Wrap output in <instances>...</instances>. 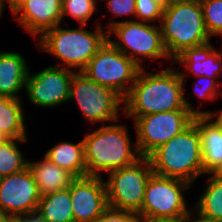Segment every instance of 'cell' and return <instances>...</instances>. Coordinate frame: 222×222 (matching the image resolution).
<instances>
[{
	"label": "cell",
	"mask_w": 222,
	"mask_h": 222,
	"mask_svg": "<svg viewBox=\"0 0 222 222\" xmlns=\"http://www.w3.org/2000/svg\"><path fill=\"white\" fill-rule=\"evenodd\" d=\"M203 116H205L222 133V110L221 109L216 110L215 112L203 111Z\"/></svg>",
	"instance_id": "31"
},
{
	"label": "cell",
	"mask_w": 222,
	"mask_h": 222,
	"mask_svg": "<svg viewBox=\"0 0 222 222\" xmlns=\"http://www.w3.org/2000/svg\"><path fill=\"white\" fill-rule=\"evenodd\" d=\"M138 213L108 208L93 222H136Z\"/></svg>",
	"instance_id": "29"
},
{
	"label": "cell",
	"mask_w": 222,
	"mask_h": 222,
	"mask_svg": "<svg viewBox=\"0 0 222 222\" xmlns=\"http://www.w3.org/2000/svg\"><path fill=\"white\" fill-rule=\"evenodd\" d=\"M135 17L141 22L154 23L160 22L163 15L164 6L154 0H135Z\"/></svg>",
	"instance_id": "27"
},
{
	"label": "cell",
	"mask_w": 222,
	"mask_h": 222,
	"mask_svg": "<svg viewBox=\"0 0 222 222\" xmlns=\"http://www.w3.org/2000/svg\"><path fill=\"white\" fill-rule=\"evenodd\" d=\"M201 138L203 175L211 174L222 163V133L205 117L195 116Z\"/></svg>",
	"instance_id": "19"
},
{
	"label": "cell",
	"mask_w": 222,
	"mask_h": 222,
	"mask_svg": "<svg viewBox=\"0 0 222 222\" xmlns=\"http://www.w3.org/2000/svg\"><path fill=\"white\" fill-rule=\"evenodd\" d=\"M136 222H170V221L164 219H153L138 215Z\"/></svg>",
	"instance_id": "35"
},
{
	"label": "cell",
	"mask_w": 222,
	"mask_h": 222,
	"mask_svg": "<svg viewBox=\"0 0 222 222\" xmlns=\"http://www.w3.org/2000/svg\"><path fill=\"white\" fill-rule=\"evenodd\" d=\"M159 27L172 60L185 49L211 40L204 25L200 0H172L164 7Z\"/></svg>",
	"instance_id": "4"
},
{
	"label": "cell",
	"mask_w": 222,
	"mask_h": 222,
	"mask_svg": "<svg viewBox=\"0 0 222 222\" xmlns=\"http://www.w3.org/2000/svg\"><path fill=\"white\" fill-rule=\"evenodd\" d=\"M193 212L196 213V214H195V216L197 215L196 218H194V217L192 216V213H193ZM193 212L190 211V212L187 213L184 217H182L178 222H216V221H213V220H211V219H208V218H206V217L201 216L198 212H196V211H194V210H193ZM192 217H193L194 220L192 219Z\"/></svg>",
	"instance_id": "32"
},
{
	"label": "cell",
	"mask_w": 222,
	"mask_h": 222,
	"mask_svg": "<svg viewBox=\"0 0 222 222\" xmlns=\"http://www.w3.org/2000/svg\"><path fill=\"white\" fill-rule=\"evenodd\" d=\"M211 174L218 179H222V163Z\"/></svg>",
	"instance_id": "36"
},
{
	"label": "cell",
	"mask_w": 222,
	"mask_h": 222,
	"mask_svg": "<svg viewBox=\"0 0 222 222\" xmlns=\"http://www.w3.org/2000/svg\"><path fill=\"white\" fill-rule=\"evenodd\" d=\"M30 69L25 58L16 52L0 51V96L21 99Z\"/></svg>",
	"instance_id": "17"
},
{
	"label": "cell",
	"mask_w": 222,
	"mask_h": 222,
	"mask_svg": "<svg viewBox=\"0 0 222 222\" xmlns=\"http://www.w3.org/2000/svg\"><path fill=\"white\" fill-rule=\"evenodd\" d=\"M208 175V185L199 196L194 210L203 217L222 222V179Z\"/></svg>",
	"instance_id": "23"
},
{
	"label": "cell",
	"mask_w": 222,
	"mask_h": 222,
	"mask_svg": "<svg viewBox=\"0 0 222 222\" xmlns=\"http://www.w3.org/2000/svg\"><path fill=\"white\" fill-rule=\"evenodd\" d=\"M194 117L188 109L132 117L141 156L148 157L159 146L183 132L193 123Z\"/></svg>",
	"instance_id": "11"
},
{
	"label": "cell",
	"mask_w": 222,
	"mask_h": 222,
	"mask_svg": "<svg viewBox=\"0 0 222 222\" xmlns=\"http://www.w3.org/2000/svg\"><path fill=\"white\" fill-rule=\"evenodd\" d=\"M5 8V1L4 0H0V17L2 16V12L4 11Z\"/></svg>",
	"instance_id": "38"
},
{
	"label": "cell",
	"mask_w": 222,
	"mask_h": 222,
	"mask_svg": "<svg viewBox=\"0 0 222 222\" xmlns=\"http://www.w3.org/2000/svg\"><path fill=\"white\" fill-rule=\"evenodd\" d=\"M28 168L37 184L40 196L68 189L75 178L68 171L53 164L46 157L41 161L32 162L28 160Z\"/></svg>",
	"instance_id": "18"
},
{
	"label": "cell",
	"mask_w": 222,
	"mask_h": 222,
	"mask_svg": "<svg viewBox=\"0 0 222 222\" xmlns=\"http://www.w3.org/2000/svg\"><path fill=\"white\" fill-rule=\"evenodd\" d=\"M100 24L95 27V31L84 29V25H80L79 29H65L59 24L39 36L40 41L37 44L43 52L60 60L59 67L82 72L108 40L107 32Z\"/></svg>",
	"instance_id": "5"
},
{
	"label": "cell",
	"mask_w": 222,
	"mask_h": 222,
	"mask_svg": "<svg viewBox=\"0 0 222 222\" xmlns=\"http://www.w3.org/2000/svg\"><path fill=\"white\" fill-rule=\"evenodd\" d=\"M26 141L27 139L16 138H4L0 141V178L18 173L28 167V160L23 157L18 147V142Z\"/></svg>",
	"instance_id": "24"
},
{
	"label": "cell",
	"mask_w": 222,
	"mask_h": 222,
	"mask_svg": "<svg viewBox=\"0 0 222 222\" xmlns=\"http://www.w3.org/2000/svg\"><path fill=\"white\" fill-rule=\"evenodd\" d=\"M40 197L28 167L0 178V211L11 217L36 213Z\"/></svg>",
	"instance_id": "13"
},
{
	"label": "cell",
	"mask_w": 222,
	"mask_h": 222,
	"mask_svg": "<svg viewBox=\"0 0 222 222\" xmlns=\"http://www.w3.org/2000/svg\"><path fill=\"white\" fill-rule=\"evenodd\" d=\"M35 214L44 222H74L69 188L41 196Z\"/></svg>",
	"instance_id": "21"
},
{
	"label": "cell",
	"mask_w": 222,
	"mask_h": 222,
	"mask_svg": "<svg viewBox=\"0 0 222 222\" xmlns=\"http://www.w3.org/2000/svg\"><path fill=\"white\" fill-rule=\"evenodd\" d=\"M73 99L92 124L118 121L119 107L124 105L123 98L113 89L94 82L82 72L73 74L69 101Z\"/></svg>",
	"instance_id": "10"
},
{
	"label": "cell",
	"mask_w": 222,
	"mask_h": 222,
	"mask_svg": "<svg viewBox=\"0 0 222 222\" xmlns=\"http://www.w3.org/2000/svg\"><path fill=\"white\" fill-rule=\"evenodd\" d=\"M13 16L33 37L42 36L62 22L61 0H27Z\"/></svg>",
	"instance_id": "15"
},
{
	"label": "cell",
	"mask_w": 222,
	"mask_h": 222,
	"mask_svg": "<svg viewBox=\"0 0 222 222\" xmlns=\"http://www.w3.org/2000/svg\"><path fill=\"white\" fill-rule=\"evenodd\" d=\"M5 5H8L12 14H14L20 7H22L27 0H4Z\"/></svg>",
	"instance_id": "34"
},
{
	"label": "cell",
	"mask_w": 222,
	"mask_h": 222,
	"mask_svg": "<svg viewBox=\"0 0 222 222\" xmlns=\"http://www.w3.org/2000/svg\"><path fill=\"white\" fill-rule=\"evenodd\" d=\"M200 4L209 36H222V0H200Z\"/></svg>",
	"instance_id": "25"
},
{
	"label": "cell",
	"mask_w": 222,
	"mask_h": 222,
	"mask_svg": "<svg viewBox=\"0 0 222 222\" xmlns=\"http://www.w3.org/2000/svg\"><path fill=\"white\" fill-rule=\"evenodd\" d=\"M188 73L163 68L158 73L140 69L136 81L123 99L126 117H139L160 112L188 109L195 116H203L185 98V81Z\"/></svg>",
	"instance_id": "1"
},
{
	"label": "cell",
	"mask_w": 222,
	"mask_h": 222,
	"mask_svg": "<svg viewBox=\"0 0 222 222\" xmlns=\"http://www.w3.org/2000/svg\"><path fill=\"white\" fill-rule=\"evenodd\" d=\"M12 222H44L35 213L29 215H23L18 217H12Z\"/></svg>",
	"instance_id": "33"
},
{
	"label": "cell",
	"mask_w": 222,
	"mask_h": 222,
	"mask_svg": "<svg viewBox=\"0 0 222 222\" xmlns=\"http://www.w3.org/2000/svg\"><path fill=\"white\" fill-rule=\"evenodd\" d=\"M105 180L108 206L117 210L140 213L145 188L153 174L148 157H141L134 164L108 173Z\"/></svg>",
	"instance_id": "7"
},
{
	"label": "cell",
	"mask_w": 222,
	"mask_h": 222,
	"mask_svg": "<svg viewBox=\"0 0 222 222\" xmlns=\"http://www.w3.org/2000/svg\"><path fill=\"white\" fill-rule=\"evenodd\" d=\"M198 78L200 79H198L194 85V95L198 98L200 97V99L206 100H214L216 97L218 98L221 93V91H219V89H221L219 88L220 84L214 78H210L208 76H198ZM200 81L202 82L201 85L203 87L200 85Z\"/></svg>",
	"instance_id": "28"
},
{
	"label": "cell",
	"mask_w": 222,
	"mask_h": 222,
	"mask_svg": "<svg viewBox=\"0 0 222 222\" xmlns=\"http://www.w3.org/2000/svg\"><path fill=\"white\" fill-rule=\"evenodd\" d=\"M210 42L185 49L173 62L185 66L188 73L214 78L220 84L217 79L222 76V51Z\"/></svg>",
	"instance_id": "16"
},
{
	"label": "cell",
	"mask_w": 222,
	"mask_h": 222,
	"mask_svg": "<svg viewBox=\"0 0 222 222\" xmlns=\"http://www.w3.org/2000/svg\"><path fill=\"white\" fill-rule=\"evenodd\" d=\"M153 173L193 184L203 175L201 138L193 122L148 156Z\"/></svg>",
	"instance_id": "3"
},
{
	"label": "cell",
	"mask_w": 222,
	"mask_h": 222,
	"mask_svg": "<svg viewBox=\"0 0 222 222\" xmlns=\"http://www.w3.org/2000/svg\"><path fill=\"white\" fill-rule=\"evenodd\" d=\"M0 222H12V217L0 211Z\"/></svg>",
	"instance_id": "37"
},
{
	"label": "cell",
	"mask_w": 222,
	"mask_h": 222,
	"mask_svg": "<svg viewBox=\"0 0 222 222\" xmlns=\"http://www.w3.org/2000/svg\"><path fill=\"white\" fill-rule=\"evenodd\" d=\"M190 186L186 181L153 173L147 182L139 215L178 222L191 211L184 197Z\"/></svg>",
	"instance_id": "9"
},
{
	"label": "cell",
	"mask_w": 222,
	"mask_h": 222,
	"mask_svg": "<svg viewBox=\"0 0 222 222\" xmlns=\"http://www.w3.org/2000/svg\"><path fill=\"white\" fill-rule=\"evenodd\" d=\"M96 0H64L62 2V22L68 15L77 20L79 25H86L97 9Z\"/></svg>",
	"instance_id": "26"
},
{
	"label": "cell",
	"mask_w": 222,
	"mask_h": 222,
	"mask_svg": "<svg viewBox=\"0 0 222 222\" xmlns=\"http://www.w3.org/2000/svg\"><path fill=\"white\" fill-rule=\"evenodd\" d=\"M21 99L0 96V134L3 138L28 139Z\"/></svg>",
	"instance_id": "22"
},
{
	"label": "cell",
	"mask_w": 222,
	"mask_h": 222,
	"mask_svg": "<svg viewBox=\"0 0 222 222\" xmlns=\"http://www.w3.org/2000/svg\"><path fill=\"white\" fill-rule=\"evenodd\" d=\"M127 129L122 124H110L86 133L82 140L88 176L101 177L103 172L130 166L142 157L136 143L132 145Z\"/></svg>",
	"instance_id": "2"
},
{
	"label": "cell",
	"mask_w": 222,
	"mask_h": 222,
	"mask_svg": "<svg viewBox=\"0 0 222 222\" xmlns=\"http://www.w3.org/2000/svg\"><path fill=\"white\" fill-rule=\"evenodd\" d=\"M75 71L63 67L49 66L41 72L29 71L25 91L34 106L52 108L69 101L70 86Z\"/></svg>",
	"instance_id": "12"
},
{
	"label": "cell",
	"mask_w": 222,
	"mask_h": 222,
	"mask_svg": "<svg viewBox=\"0 0 222 222\" xmlns=\"http://www.w3.org/2000/svg\"><path fill=\"white\" fill-rule=\"evenodd\" d=\"M156 2L161 3L164 7L168 5L172 0H154Z\"/></svg>",
	"instance_id": "39"
},
{
	"label": "cell",
	"mask_w": 222,
	"mask_h": 222,
	"mask_svg": "<svg viewBox=\"0 0 222 222\" xmlns=\"http://www.w3.org/2000/svg\"><path fill=\"white\" fill-rule=\"evenodd\" d=\"M4 138L1 136V134H0V141H2Z\"/></svg>",
	"instance_id": "40"
},
{
	"label": "cell",
	"mask_w": 222,
	"mask_h": 222,
	"mask_svg": "<svg viewBox=\"0 0 222 222\" xmlns=\"http://www.w3.org/2000/svg\"><path fill=\"white\" fill-rule=\"evenodd\" d=\"M44 157L74 177L87 176L83 140L77 144L71 142L58 143L49 149Z\"/></svg>",
	"instance_id": "20"
},
{
	"label": "cell",
	"mask_w": 222,
	"mask_h": 222,
	"mask_svg": "<svg viewBox=\"0 0 222 222\" xmlns=\"http://www.w3.org/2000/svg\"><path fill=\"white\" fill-rule=\"evenodd\" d=\"M105 1V0H104ZM107 7L113 16H124L136 14L135 0H106Z\"/></svg>",
	"instance_id": "30"
},
{
	"label": "cell",
	"mask_w": 222,
	"mask_h": 222,
	"mask_svg": "<svg viewBox=\"0 0 222 222\" xmlns=\"http://www.w3.org/2000/svg\"><path fill=\"white\" fill-rule=\"evenodd\" d=\"M108 41L127 57L132 59L140 68L145 58L168 60L169 55L163 43L159 25L141 21H112L107 25ZM116 36V41L111 39ZM142 58V59H141Z\"/></svg>",
	"instance_id": "6"
},
{
	"label": "cell",
	"mask_w": 222,
	"mask_h": 222,
	"mask_svg": "<svg viewBox=\"0 0 222 222\" xmlns=\"http://www.w3.org/2000/svg\"><path fill=\"white\" fill-rule=\"evenodd\" d=\"M69 190L74 222H93L109 208L102 176L75 177Z\"/></svg>",
	"instance_id": "14"
},
{
	"label": "cell",
	"mask_w": 222,
	"mask_h": 222,
	"mask_svg": "<svg viewBox=\"0 0 222 222\" xmlns=\"http://www.w3.org/2000/svg\"><path fill=\"white\" fill-rule=\"evenodd\" d=\"M140 69L132 59L107 40L82 73L94 82L113 89L124 99L136 81Z\"/></svg>",
	"instance_id": "8"
}]
</instances>
